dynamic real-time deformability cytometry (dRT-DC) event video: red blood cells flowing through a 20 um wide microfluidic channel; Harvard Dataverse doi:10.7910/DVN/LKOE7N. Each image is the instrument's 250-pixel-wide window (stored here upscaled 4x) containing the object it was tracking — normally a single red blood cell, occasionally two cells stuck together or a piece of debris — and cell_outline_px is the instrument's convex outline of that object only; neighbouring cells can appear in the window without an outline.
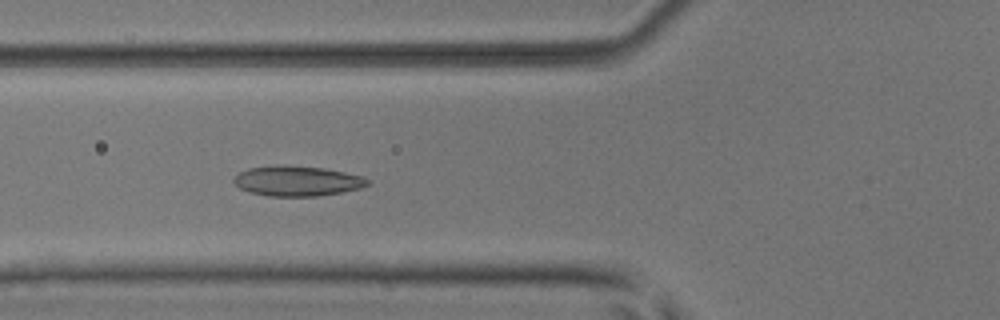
{"species": "common noctule bat (a hibernating species)", "species_latin": "Nyctalus noctula", "temperature_condition": "room temperature", "stored_images_in_passage": 52, "camera_frame_rate_fps": 3000, "um_per_image_px": 0.085, "animal": {"sex": "male", "body_mass_g": 17.9, "forearm_length_mm": 54.2}, "frame": {"image": 1, "passage_image": 20, "time_ms": 6.333, "image_size_px": [1000, 320], "cell_outline_px": [[368, 184], [360, 188], [340, 192], [316, 196], [268, 196], [248, 192], [240, 188], [232, 180], [240, 172], [248, 168], [324, 168], [344, 172], [360, 176], [368, 180]], "centroid_in_image_um": [25.26, 15.43], "position_along_channel_um": 100.5, "area_um2": 22.25}}
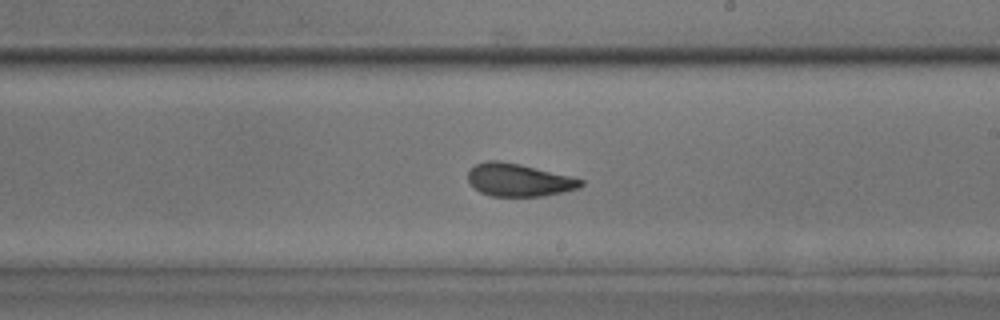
{"frame": {"image": 2, "passage_image": 31, "time_ms": 10.0, "image_size_px": [1000, 320], "cell_outline_px": [[584, 184], [580, 188], [564, 192], [544, 196], [492, 196], [480, 192], [468, 180], [468, 172], [476, 164], [484, 160], [500, 160], [520, 164], [584, 180]], "centroid_in_image_um": [44.1, 15.3], "position_along_channel_um": 244.9, "area_um2": 21.44}}
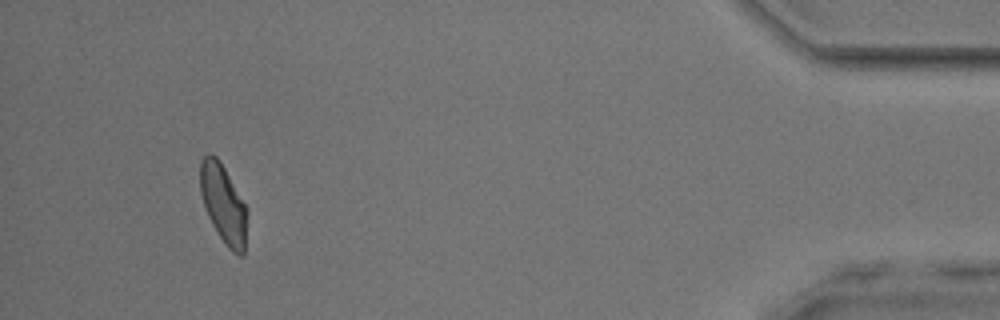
{"frame": {"image": 3, "passage_image": 49, "time_ms": 16.0, "image_size_px": [1000, 320], "cell_outline_px": [[248, 212], [244, 256], [240, 256], [232, 252], [228, 248], [216, 232], [208, 216], [200, 192], [200, 160], [208, 152], [216, 156], [220, 160], [244, 204]], "centroid_in_image_um": [18.98, 17.35], "position_along_channel_um": 416.2, "area_um2": 21.56}, "authors_computed_cell_mechanics": {"area_um2": 22.2241, "velocity_mm_per_s": 3.9513, "shape_relaxation_time_tau1_ms": 2.845, "shape_relaxation_time_tau2_ms": 1.1262, "deformation_change_tau1": 0.1104, "deformation_change_tau2": 0.0703}}